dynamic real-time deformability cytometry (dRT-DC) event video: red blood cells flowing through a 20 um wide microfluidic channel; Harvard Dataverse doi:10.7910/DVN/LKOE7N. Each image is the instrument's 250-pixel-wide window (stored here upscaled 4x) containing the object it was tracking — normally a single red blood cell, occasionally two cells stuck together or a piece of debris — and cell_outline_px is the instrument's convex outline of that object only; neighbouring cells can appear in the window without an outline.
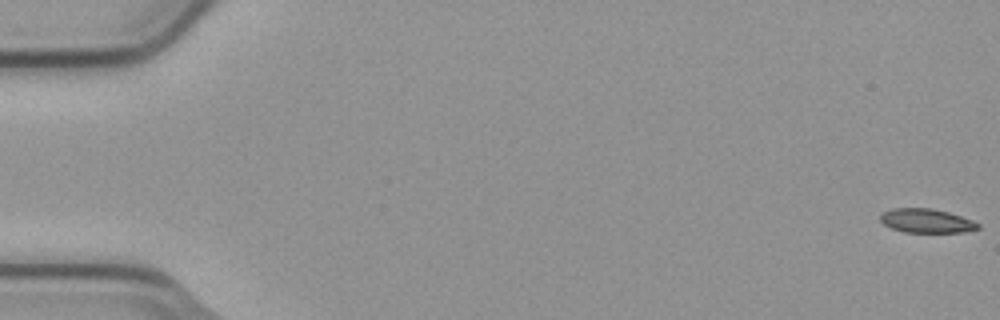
{"species": "common noctule bat (a hibernating species)", "species_latin": "Nyctalus noctula", "temperature_condition": "cold", "stored_images_in_passage": 13, "camera_frame_rate_fps": 3000, "um_per_image_px": 0.085, "animal": {"sex": "male", "body_mass_g": 23.1, "forearm_length_mm": 52.7}, "frame": {"image": 1, "passage_image": 1, "time_ms": 0.0, "image_size_px": [1000, 320], "cell_outline_px": [[980, 228], [964, 232], [904, 232], [892, 228], [884, 224], [880, 220], [880, 216], [884, 212], [892, 208], [932, 208], [948, 212], [972, 220], [980, 224]], "centroid_in_image_um": [78.76, 18.77], "position_along_channel_um": 6.2, "area_um2": 13.58}}